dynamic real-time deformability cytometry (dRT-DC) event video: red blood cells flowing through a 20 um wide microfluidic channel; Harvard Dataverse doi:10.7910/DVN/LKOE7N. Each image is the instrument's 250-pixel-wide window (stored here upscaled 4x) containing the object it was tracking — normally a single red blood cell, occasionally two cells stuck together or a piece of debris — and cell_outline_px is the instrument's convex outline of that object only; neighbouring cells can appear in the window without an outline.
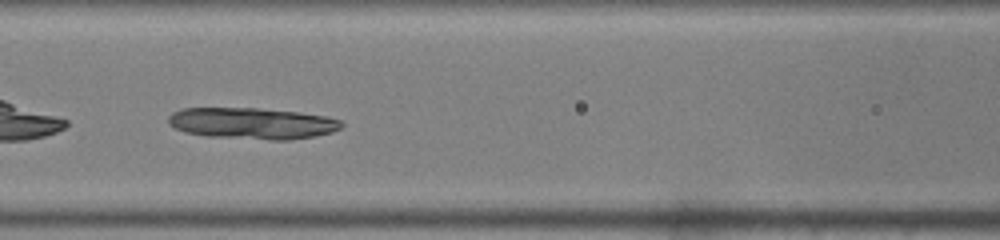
{"species": "common noctule bat (a hibernating species)", "species_latin": "Nyctalus noctula", "temperature_condition": "warm", "stored_images_in_passage": 36, "camera_frame_rate_fps": 3000, "um_per_image_px": 0.085, "animal": {"sex": "male", "body_mass_g": 19.0, "forearm_length_mm": 50.8}, "frame": {"image": 1, "passage_image": 7, "time_ms": 2.0, "image_size_px": [1000, 240], "cell_outline_px": [[344, 124], [340, 128], [332, 132], [312, 136], [288, 140], [272, 140], [204, 136], [188, 132], [176, 128], [168, 124], [168, 116], [172, 112], [184, 108], [256, 108], [300, 112], [328, 116], [340, 120]], "centroid_in_image_um": [21.45, 10.48], "position_along_channel_um": 145.2, "area_um2": 31.67}}
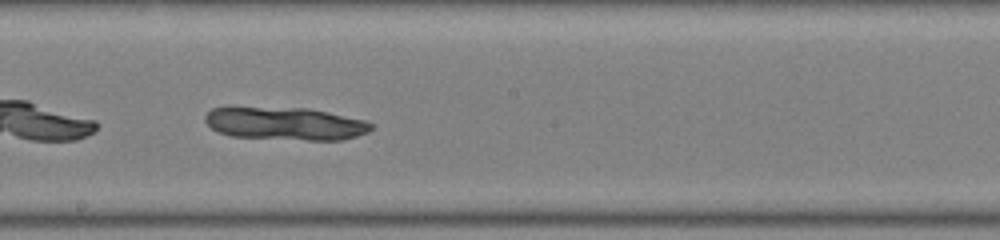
{"frame": {"image": 2, "passage_image": 13, "time_ms": 4.0, "image_size_px": [1000, 240], "cell_outline_px": [[372, 128], [368, 132], [344, 140], [308, 140], [232, 136], [220, 132], [212, 128], [204, 120], [204, 116], [212, 108], [224, 104], [232, 104], [308, 108], [328, 112], [364, 120], [372, 124]], "centroid_in_image_um": [24.13, 10.45], "position_along_channel_um": 224.1, "area_um2": 32.83}}
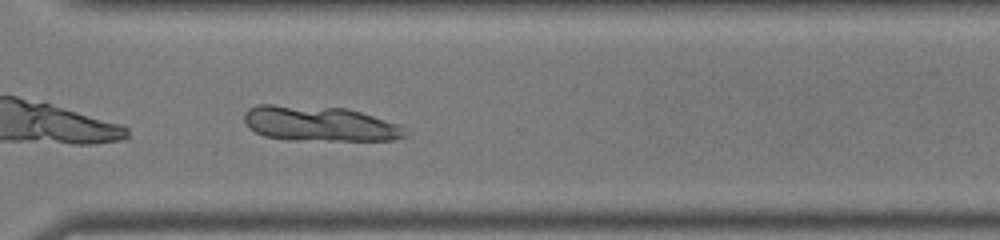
{"frame": {"image": 3, "passage_image": 22, "time_ms": 7.0, "image_size_px": [1000, 240], "cell_outline_px": [[412, 132], [408, 136], [396, 140], [288, 140], [264, 136], [248, 128], [244, 120], [244, 112], [248, 108], [256, 104], [272, 104], [348, 108], [400, 124]], "centroid_in_image_um": [27.2, 10.51], "position_along_channel_um": 343.4, "area_um2": 33.64}}